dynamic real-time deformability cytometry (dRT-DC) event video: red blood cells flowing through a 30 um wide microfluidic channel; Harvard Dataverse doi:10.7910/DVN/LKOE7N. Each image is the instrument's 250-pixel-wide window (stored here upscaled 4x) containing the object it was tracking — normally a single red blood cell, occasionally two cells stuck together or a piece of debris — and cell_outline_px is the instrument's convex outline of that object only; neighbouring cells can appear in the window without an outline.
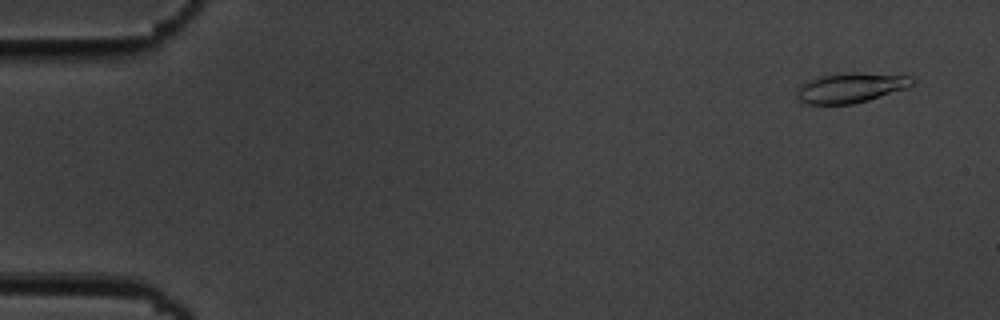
{"species": "common noctule bat (a hibernating species)", "species_latin": "Nyctalus noctula", "temperature_condition": "cold", "stored_images_in_passage": 5, "camera_frame_rate_fps": 3000, "um_per_image_px": 0.085, "animal": {"sex": "male", "body_mass_g": 19.5, "forearm_length_mm": 54.6}, "frame": {"image": 1, "passage_image": 1, "time_ms": 0.0, "image_size_px": [1000, 320], "cell_outline_px": [[916, 80], [908, 88], [868, 100], [852, 104], [804, 104], [796, 96], [796, 92], [800, 84], [824, 76], [848, 72], [856, 72], [912, 76]], "centroid_in_image_um": [72.34, 7.46], "position_along_channel_um": 12.7, "area_um2": 20.06}}